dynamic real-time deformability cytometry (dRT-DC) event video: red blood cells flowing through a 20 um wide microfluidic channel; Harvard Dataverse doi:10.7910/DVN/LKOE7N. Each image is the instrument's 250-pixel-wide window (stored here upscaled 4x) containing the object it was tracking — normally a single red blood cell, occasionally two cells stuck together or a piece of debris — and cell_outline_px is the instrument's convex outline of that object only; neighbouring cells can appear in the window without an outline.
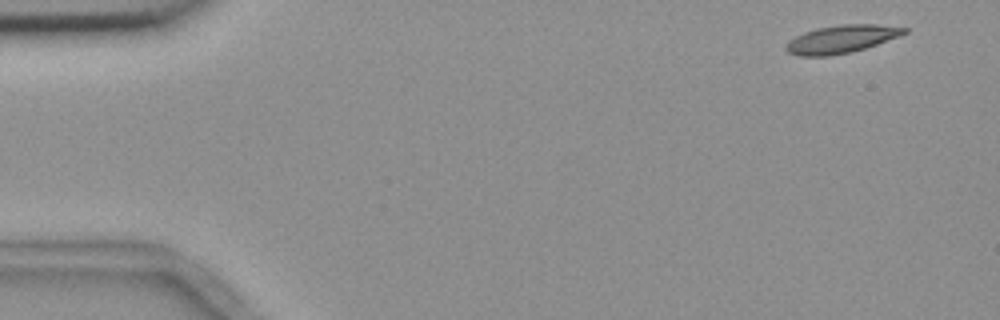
{"species": "common noctule bat (a hibernating species)", "species_latin": "Nyctalus noctula", "temperature_condition": "room temperature", "stored_images_in_passage": 6, "camera_frame_rate_fps": 3000, "um_per_image_px": 0.085, "animal": {"sex": "female", "body_mass_g": 18.4}, "frame": {"image": 1, "passage_image": 1, "time_ms": 0.0, "image_size_px": [1000, 320], "cell_outline_px": [[908, 32], [876, 44], [852, 52], [828, 56], [800, 56], [788, 52], [784, 48], [784, 44], [788, 40], [804, 32], [816, 28], [840, 24], [876, 24], [908, 28]], "centroid_in_image_um": [71.46, 3.32], "position_along_channel_um": 13.5, "area_um2": 19.19}}
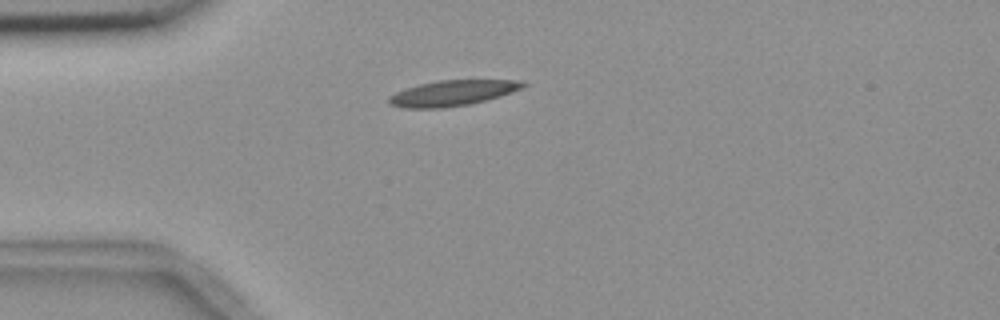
{"frame": {"image": 2, "passage_image": 4, "time_ms": 3.667, "image_size_px": [1000, 320], "cell_outline_px": [[528, 84], [524, 88], [500, 96], [468, 104], [444, 108], [404, 108], [388, 104], [388, 96], [396, 92], [420, 84], [440, 80], [524, 80]], "centroid_in_image_um": [38.49, 7.91], "position_along_channel_um": 46.5, "area_um2": 19.94}}